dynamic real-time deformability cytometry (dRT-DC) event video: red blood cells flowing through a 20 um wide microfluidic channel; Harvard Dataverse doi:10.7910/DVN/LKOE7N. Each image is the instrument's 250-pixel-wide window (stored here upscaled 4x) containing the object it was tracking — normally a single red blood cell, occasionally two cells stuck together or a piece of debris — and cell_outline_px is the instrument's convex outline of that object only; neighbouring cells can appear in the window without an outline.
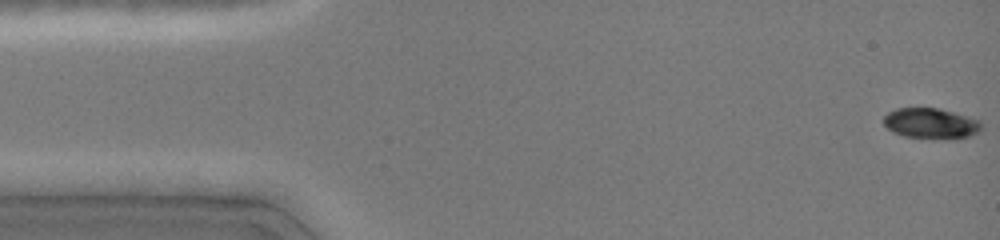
{"species": "common noctule bat (a hibernating species)", "species_latin": "Nyctalus noctula", "temperature_condition": "cold", "stored_images_in_passage": 46, "camera_frame_rate_fps": 3000, "um_per_image_px": 0.085, "animal": {"sex": "female", "body_mass_g": 19.0, "forearm_length_mm": 51.5}, "frame": {"image": 1, "passage_image": 1, "time_ms": 0.0, "image_size_px": [1000, 240], "cell_outline_px": [[980, 128], [976, 132], [968, 136], [956, 140], [948, 140], [904, 136], [892, 132], [884, 124], [884, 116], [888, 112], [896, 108], [940, 108], [980, 120]], "centroid_in_image_um": [79.11, 10.5], "position_along_channel_um": 5.9, "area_um2": 17.51}}
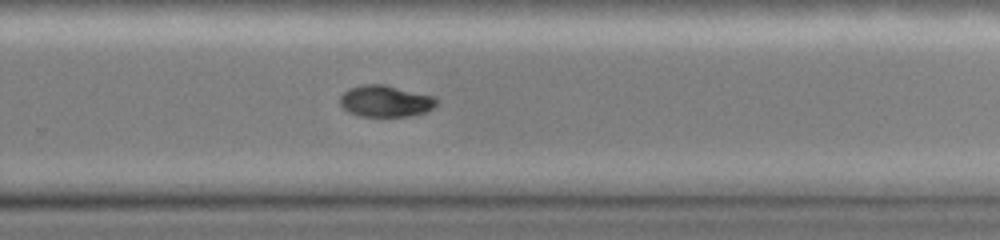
{"frame": {"image": 2, "passage_image": 30, "time_ms": 10.0, "image_size_px": [1000, 240], "cell_outline_px": [[440, 100], [432, 108], [424, 112], [408, 116], [360, 116], [348, 112], [340, 104], [340, 96], [348, 88], [364, 84], [384, 84], [436, 96]], "centroid_in_image_um": [32.78, 8.58], "position_along_channel_um": 297.0, "area_um2": 17.86}}
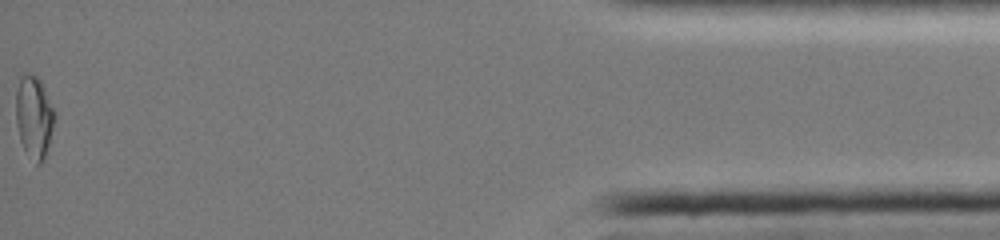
{"frame": {"image": 3, "passage_image": 46, "time_ms": 15.333, "image_size_px": [1000, 240], "cell_outline_px": [[56, 116], [48, 144], [44, 156], [40, 164], [36, 164], [24, 148], [20, 140], [16, 124], [16, 92], [20, 76], [24, 72], [32, 72], [40, 80], [56, 112]], "centroid_in_image_um": [2.88, 9.86], "position_along_channel_um": 432.3, "area_um2": 18.5}, "authors_computed_cell_mechanics": {"area_um2": 18.3804, "velocity_mm_per_s": 4.1254, "shape_relaxation_time_tau1_ms": 7.739, "shape_relaxation_time_tau2_ms": null, "deformation_change_tau1": 0.1458, "deformation_change_tau2": null}}